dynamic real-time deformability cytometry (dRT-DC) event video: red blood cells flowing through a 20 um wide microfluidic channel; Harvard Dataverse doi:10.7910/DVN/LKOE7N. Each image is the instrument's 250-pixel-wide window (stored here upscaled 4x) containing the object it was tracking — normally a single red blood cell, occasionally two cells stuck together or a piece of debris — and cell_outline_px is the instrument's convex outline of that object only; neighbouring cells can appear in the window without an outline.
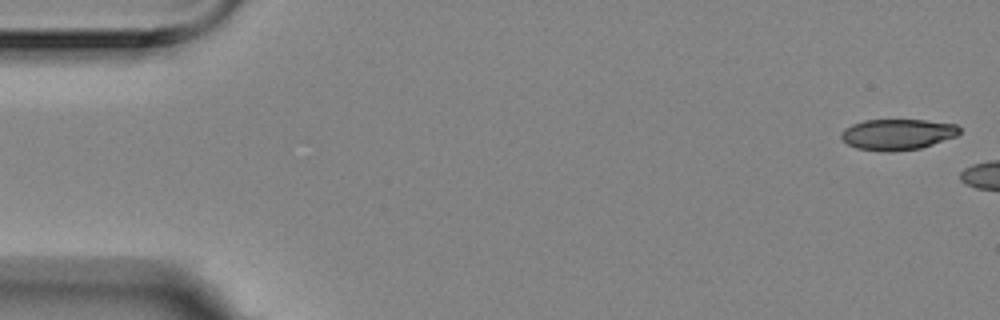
{"species": "Egyptian fruit bat (a non-hibernating species)", "species_latin": "Rousettus aegyptiacus", "temperature_condition": "room temperature", "stored_images_in_passage": 4, "camera_frame_rate_fps": 3000, "um_per_image_px": 0.085, "animal": {"sex": "female"}, "frame": {"image": 1, "passage_image": 1, "time_ms": 0.0, "image_size_px": [1000, 320], "cell_outline_px": [[960, 132], [956, 136], [920, 148], [896, 152], [880, 152], [856, 148], [848, 144], [840, 136], [840, 132], [844, 128], [852, 124], [864, 120], [924, 120], [956, 124], [960, 128]], "centroid_in_image_um": [76.25, 11.43], "position_along_channel_um": 8.7, "area_um2": 21.44}}